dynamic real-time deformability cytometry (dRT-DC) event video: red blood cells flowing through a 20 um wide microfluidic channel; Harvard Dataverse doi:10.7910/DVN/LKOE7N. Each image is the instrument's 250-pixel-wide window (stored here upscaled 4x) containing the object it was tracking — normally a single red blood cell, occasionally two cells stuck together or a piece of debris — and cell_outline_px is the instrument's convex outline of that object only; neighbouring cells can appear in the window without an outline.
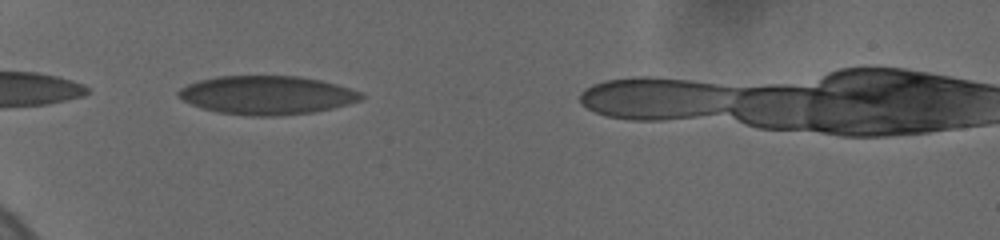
{"species": "human", "species_latin": "Homo sapiens", "temperature_condition": "cold", "stored_images_in_passage": 20, "camera_frame_rate_fps": 3000, "um_per_image_px": 0.085, "donor": {"sex": "female"}, "frame": {"image": 1, "passage_image": 2, "time_ms": 0.333, "image_size_px": [1000, 240], "cell_outline_px": [[364, 96], [360, 100], [348, 104], [332, 108], [312, 112], [280, 116], [248, 116], [220, 112], [204, 108], [192, 104], [176, 96], [176, 92], [180, 88], [188, 84], [200, 80], [216, 76], [300, 76], [320, 80], [336, 84], [360, 92]], "centroid_in_image_um": [22.67, 8.08], "position_along_channel_um": 62.3, "area_um2": 40.98}}
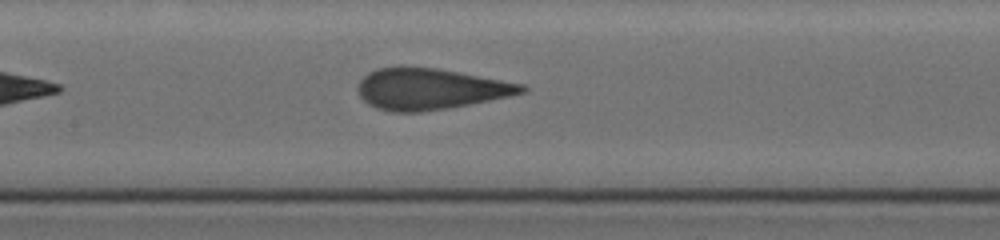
{"frame": {"image": 2, "passage_image": 9, "time_ms": 3.667, "image_size_px": [1000, 240], "cell_outline_px": [[528, 88], [524, 92], [508, 96], [448, 108], [420, 112], [392, 112], [376, 108], [368, 104], [360, 96], [356, 88], [360, 80], [368, 72], [376, 68], [436, 68], [524, 84]], "centroid_in_image_um": [36.53, 7.58], "position_along_channel_um": 170.9, "area_um2": 38.73}}
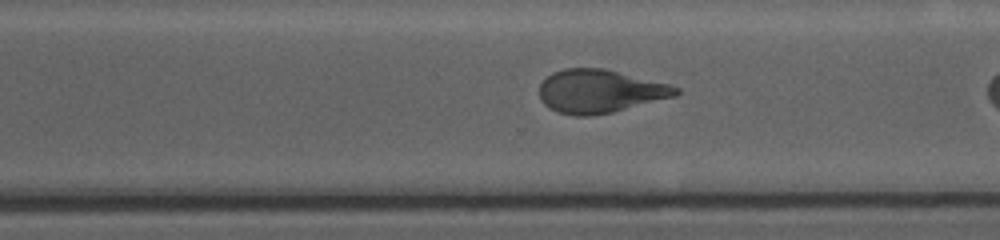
{"frame": {"image": 3, "passage_image": 16, "time_ms": 6.667, "image_size_px": [1000, 240], "cell_outline_px": [[680, 92], [676, 96], [612, 112], [588, 116], [576, 116], [556, 112], [544, 104], [540, 100], [540, 84], [552, 72], [564, 68], [604, 68], [668, 84], [680, 88]], "centroid_in_image_um": [50.97, 7.76], "position_along_channel_um": 319.6, "area_um2": 34.33}}